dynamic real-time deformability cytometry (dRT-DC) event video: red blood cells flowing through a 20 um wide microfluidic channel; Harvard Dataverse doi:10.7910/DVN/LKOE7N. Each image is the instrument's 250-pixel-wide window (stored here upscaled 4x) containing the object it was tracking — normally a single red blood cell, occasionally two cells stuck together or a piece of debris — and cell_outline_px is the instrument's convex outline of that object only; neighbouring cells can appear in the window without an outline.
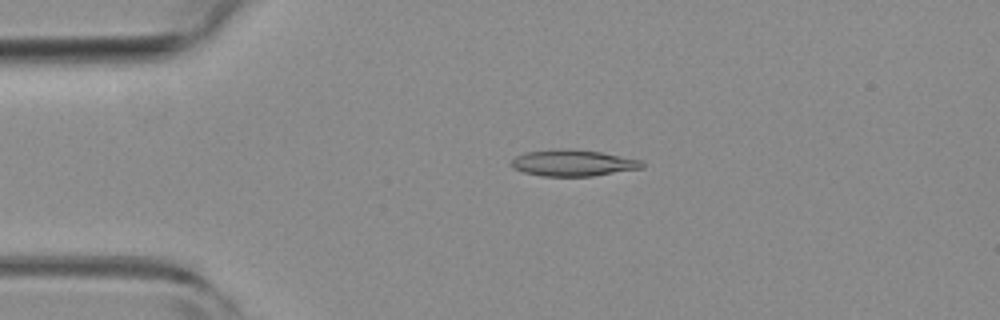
{"species": "common noctule bat (a hibernating species)", "species_latin": "Nyctalus noctula", "temperature_condition": "room temperature", "stored_images_in_passage": 3, "camera_frame_rate_fps": 3000, "um_per_image_px": 0.085, "animal": {"sex": "female", "body_mass_g": 19.3, "forearm_length_mm": 54.1}, "frame": {"image": 1, "passage_image": 2, "time_ms": 0.333, "image_size_px": [1000, 320], "cell_outline_px": [[644, 168], [592, 176], [540, 176], [524, 172], [512, 168], [508, 164], [516, 156], [524, 152], [552, 148], [568, 148], [600, 152], [644, 160]], "centroid_in_image_um": [48.68, 13.84], "position_along_channel_um": 36.3, "area_um2": 20.52}}